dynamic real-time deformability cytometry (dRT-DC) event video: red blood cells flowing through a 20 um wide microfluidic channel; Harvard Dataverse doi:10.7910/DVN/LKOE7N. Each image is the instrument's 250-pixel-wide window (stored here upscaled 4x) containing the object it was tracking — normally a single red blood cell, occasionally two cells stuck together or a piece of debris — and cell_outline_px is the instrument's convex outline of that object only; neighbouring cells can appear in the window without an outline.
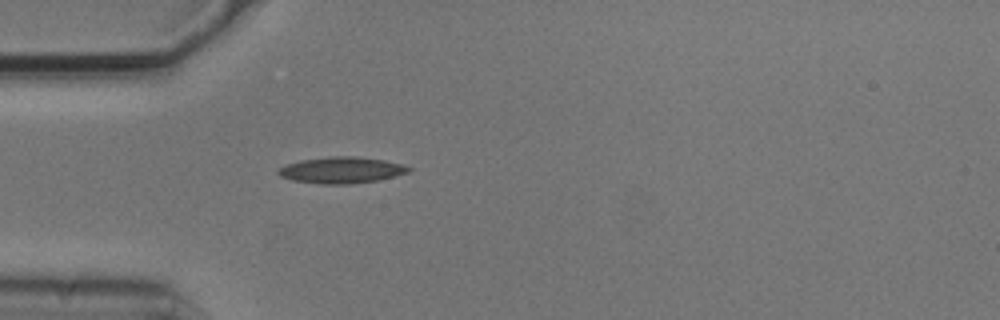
{"species": "common noctule bat (a hibernating species)", "species_latin": "Nyctalus noctula", "temperature_condition": "cold", "stored_images_in_passage": 1, "camera_frame_rate_fps": 3000, "um_per_image_px": 0.085, "animal": {"sex": "male", "body_mass_g": 20.5, "forearm_length_mm": 52.5}, "frame": {"image": 1, "passage_image": 1, "time_ms": 0.0, "image_size_px": [1000, 320], "cell_outline_px": [[412, 168], [408, 172], [376, 180], [348, 184], [320, 184], [292, 180], [280, 176], [276, 172], [280, 168], [288, 164], [300, 160], [328, 156], [356, 156], [384, 160], [404, 164]], "centroid_in_image_um": [29.01, 14.45], "position_along_channel_um": 56.0, "area_um2": 19.88}}